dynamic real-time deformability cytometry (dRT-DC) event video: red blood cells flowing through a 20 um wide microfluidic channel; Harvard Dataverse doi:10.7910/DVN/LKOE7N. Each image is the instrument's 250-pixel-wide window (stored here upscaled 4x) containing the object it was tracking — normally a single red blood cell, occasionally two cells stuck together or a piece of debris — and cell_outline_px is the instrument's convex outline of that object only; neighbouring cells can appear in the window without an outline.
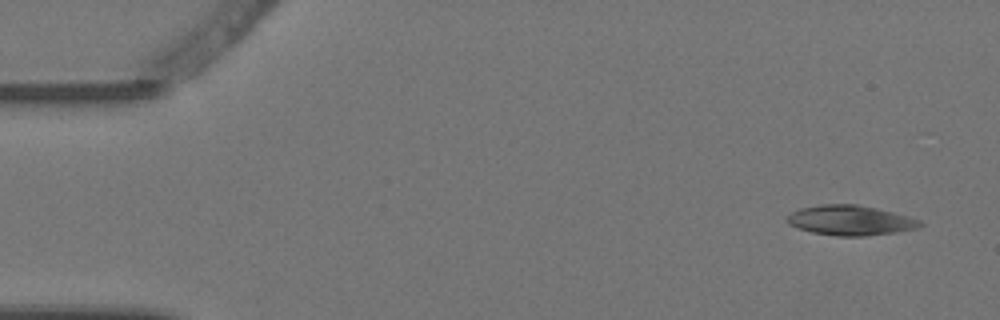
{"species": "Egyptian fruit bat (a non-hibernating species)", "species_latin": "Rousettus aegyptiacus", "temperature_condition": "warm", "stored_images_in_passage": 4, "camera_frame_rate_fps": 3000, "um_per_image_px": 0.085, "animal": {"sex": "female"}, "frame": {"image": 1, "passage_image": 1, "time_ms": 0.0, "image_size_px": [1000, 320], "cell_outline_px": [[924, 224], [916, 228], [896, 232], [864, 236], [836, 236], [812, 232], [796, 228], [788, 224], [784, 220], [792, 212], [800, 208], [820, 204], [856, 204], [876, 208], [908, 216], [920, 220]], "centroid_in_image_um": [72.24, 18.73], "position_along_channel_um": 12.8, "area_um2": 23.24}}
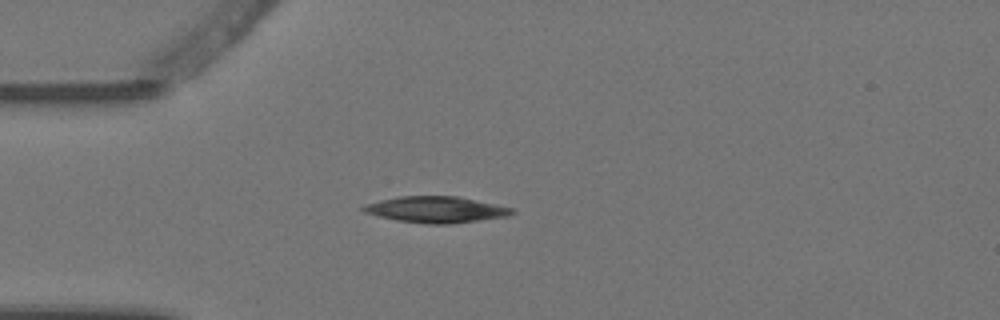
{"frame": {"image": 2, "passage_image": 4, "time_ms": 1.0, "image_size_px": [1000, 320], "cell_outline_px": [[516, 212], [508, 216], [448, 224], [428, 224], [396, 220], [364, 212], [360, 208], [364, 204], [396, 196], [460, 196], [516, 208]], "centroid_in_image_um": [37.1, 17.8], "position_along_channel_um": 47.9, "area_um2": 22.89}}